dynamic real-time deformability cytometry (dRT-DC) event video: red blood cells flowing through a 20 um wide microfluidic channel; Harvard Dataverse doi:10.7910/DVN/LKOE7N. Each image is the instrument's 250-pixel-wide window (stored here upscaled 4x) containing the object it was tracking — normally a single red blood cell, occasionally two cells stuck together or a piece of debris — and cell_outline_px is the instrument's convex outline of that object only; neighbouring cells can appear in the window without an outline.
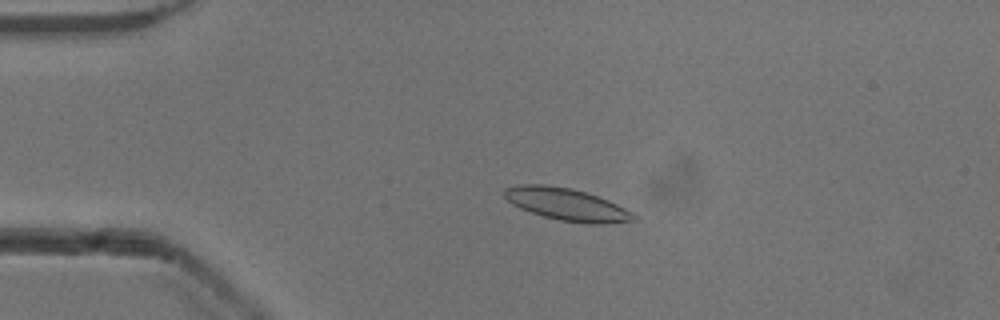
{"species": "common noctule bat (a hibernating species)", "species_latin": "Nyctalus noctula", "temperature_condition": "cold", "stored_images_in_passage": 52, "camera_frame_rate_fps": 3000, "um_per_image_px": 0.085, "animal": {"sex": "male", "body_mass_g": 13.3}, "frame": {"image": 1, "passage_image": 11, "time_ms": 3.333, "image_size_px": [1000, 320], "cell_outline_px": [[636, 220], [600, 224], [588, 224], [560, 220], [544, 216], [520, 208], [512, 204], [504, 196], [504, 188], [520, 184], [544, 184], [572, 188], [608, 200], [632, 212], [636, 216]], "centroid_in_image_um": [48.15, 17.36], "position_along_channel_um": 36.8, "area_um2": 24.1}}
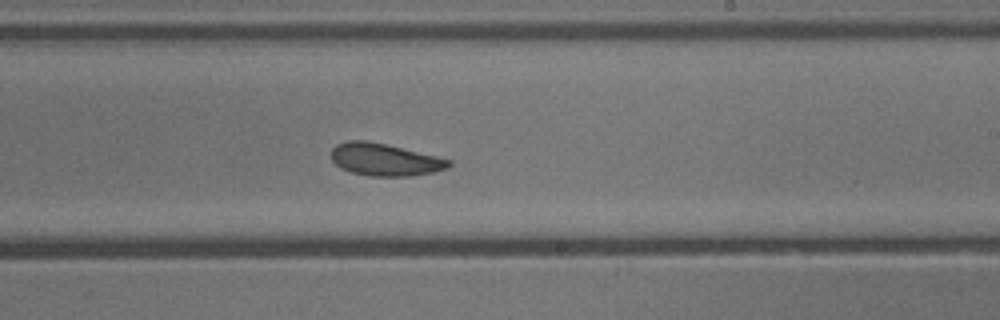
{"frame": {"image": 2, "passage_image": 31, "time_ms": 10.0, "image_size_px": [1000, 320], "cell_outline_px": [[452, 164], [448, 168], [432, 172], [412, 176], [368, 176], [352, 172], [340, 168], [332, 160], [332, 148], [336, 144], [348, 140], [364, 140], [384, 144], [436, 156], [452, 160]], "centroid_in_image_um": [32.7, 13.57], "position_along_channel_um": 256.3, "area_um2": 22.02}}
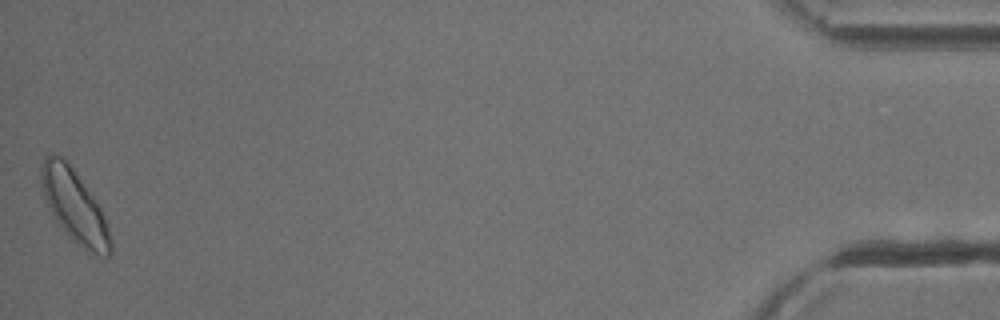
{"frame": {"image": 3, "passage_image": 52, "time_ms": 17.0, "image_size_px": [1000, 320], "cell_outline_px": [[112, 252], [108, 256], [88, 256], [64, 232], [56, 220], [44, 196], [40, 180], [40, 172], [44, 156], [48, 152], [52, 152], [68, 160], [96, 200], [108, 224], [112, 240]], "centroid_in_image_um": [6.35, 17.55], "position_along_channel_um": 428.8, "area_um2": 30.06}, "authors_computed_cell_mechanics": {"area_um2": 23.0333, "velocity_mm_per_s": 3.852, "shape_relaxation_time_tau1_ms": 3.5608, "shape_relaxation_time_tau2_ms": 3.931, "deformation_change_tau1": 0.0948, "deformation_change_tau2": 0.1013}}